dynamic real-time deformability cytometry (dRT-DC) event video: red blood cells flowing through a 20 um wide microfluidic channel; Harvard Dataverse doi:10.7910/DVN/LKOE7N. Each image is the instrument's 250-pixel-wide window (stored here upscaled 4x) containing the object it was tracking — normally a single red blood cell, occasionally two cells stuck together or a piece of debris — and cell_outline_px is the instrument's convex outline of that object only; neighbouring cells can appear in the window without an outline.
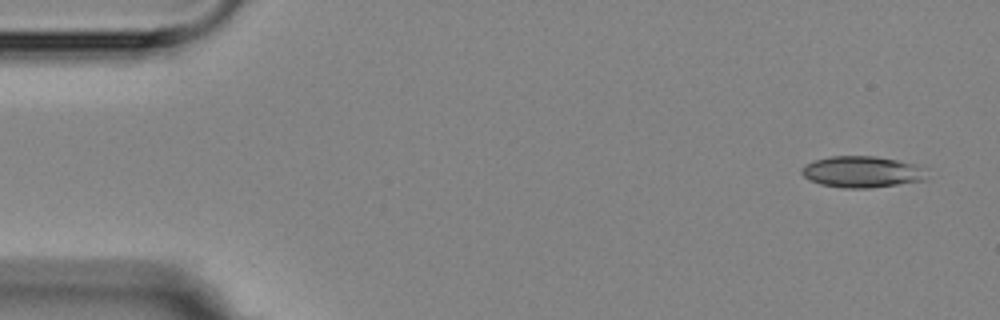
{"species": "Egyptian fruit bat (a non-hibernating species)", "species_latin": "Rousettus aegyptiacus", "temperature_condition": "room temperature", "stored_images_in_passage": 5, "camera_frame_rate_fps": 3000, "um_per_image_px": 0.085, "animal": {"sex": "female"}, "frame": {"image": 1, "passage_image": 1, "time_ms": 0.0, "image_size_px": [1000, 320], "cell_outline_px": [[928, 180], [868, 188], [844, 188], [820, 184], [808, 180], [800, 172], [800, 168], [804, 164], [812, 160], [832, 156], [876, 156], [916, 164], [928, 168]], "centroid_in_image_um": [73.29, 14.6], "position_along_channel_um": 11.7, "area_um2": 23.35}}
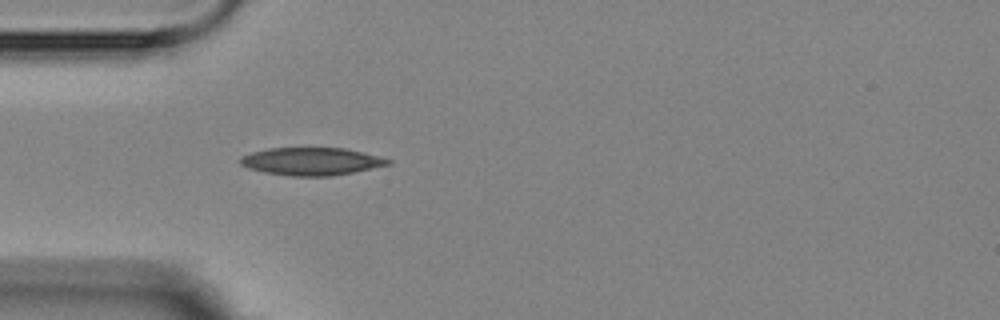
{"frame": {"image": 2, "passage_image": 5, "time_ms": 4.333, "image_size_px": [1000, 320], "cell_outline_px": [[392, 164], [332, 176], [292, 176], [264, 172], [248, 168], [240, 164], [240, 156], [252, 152], [268, 148], [344, 148], [380, 156], [392, 160]], "centroid_in_image_um": [26.47, 13.71], "position_along_channel_um": 58.5, "area_um2": 23.81}}